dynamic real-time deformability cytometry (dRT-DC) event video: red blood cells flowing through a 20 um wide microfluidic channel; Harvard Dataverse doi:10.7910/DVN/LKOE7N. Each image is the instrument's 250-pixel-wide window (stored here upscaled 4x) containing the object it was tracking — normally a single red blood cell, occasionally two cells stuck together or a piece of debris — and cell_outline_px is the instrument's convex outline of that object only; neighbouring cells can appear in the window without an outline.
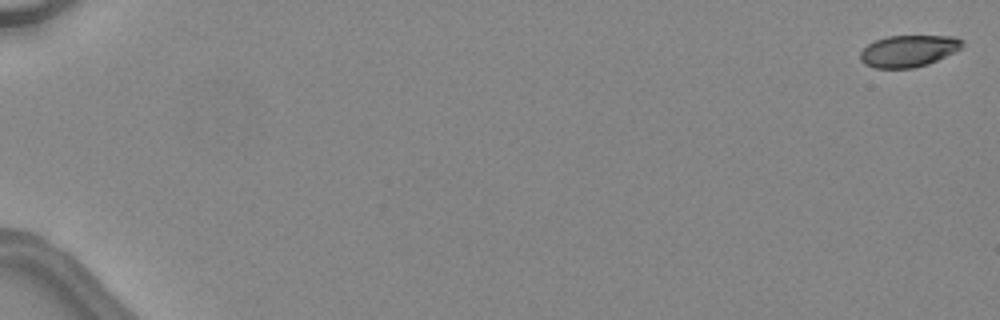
{"species": "common noctule bat (a hibernating species)", "species_latin": "Nyctalus noctula", "temperature_condition": "warm", "stored_images_in_passage": 16, "camera_frame_rate_fps": 3000, "um_per_image_px": 0.085, "animal": {"sex": "female", "body_mass_g": 24.6, "forearm_length_mm": 56.2}, "frame": {"image": 1, "passage_image": 1, "time_ms": 0.0, "image_size_px": [1000, 320], "cell_outline_px": [[964, 44], [956, 52], [928, 64], [912, 68], [876, 68], [864, 64], [860, 60], [860, 52], [868, 44], [876, 40], [888, 36], [956, 36], [964, 40]], "centroid_in_image_um": [77.25, 4.33], "position_along_channel_um": 7.8, "area_um2": 18.96}}
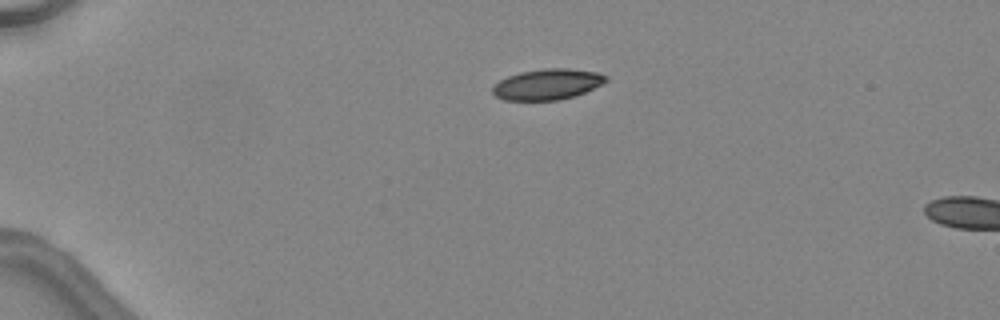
{"frame": {"image": 2, "passage_image": 13, "time_ms": 4.0, "image_size_px": [1000, 320], "cell_outline_px": [[608, 80], [604, 84], [576, 96], [560, 100], [504, 100], [496, 96], [492, 92], [492, 88], [500, 80], [508, 76], [520, 72], [548, 68], [568, 68], [600, 72], [608, 76]], "centroid_in_image_um": [46.59, 7.16], "position_along_channel_um": 38.4, "area_um2": 20.52}}